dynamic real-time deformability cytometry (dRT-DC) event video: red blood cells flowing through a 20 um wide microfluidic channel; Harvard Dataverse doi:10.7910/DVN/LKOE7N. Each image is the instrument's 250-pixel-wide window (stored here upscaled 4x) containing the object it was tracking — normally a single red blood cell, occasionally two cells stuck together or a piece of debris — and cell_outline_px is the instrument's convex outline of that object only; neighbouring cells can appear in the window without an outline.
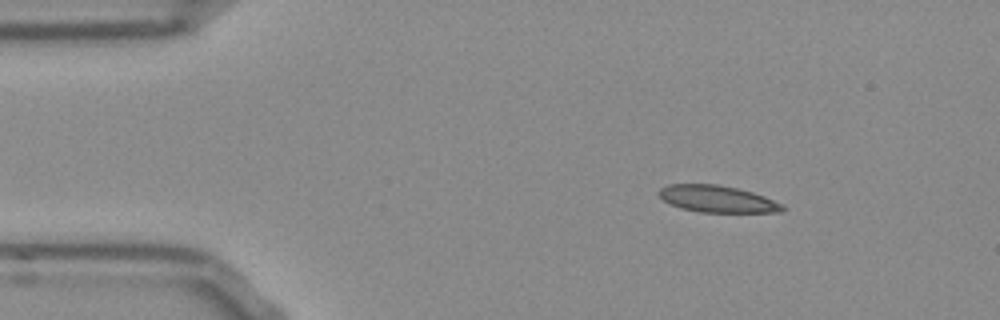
{"species": "Egyptian fruit bat (a non-hibernating species)", "species_latin": "Rousettus aegyptiacus", "temperature_condition": "room temperature", "stored_images_in_passage": 46, "camera_frame_rate_fps": 3000, "um_per_image_px": 0.085, "frame": {"image": 1, "passage_image": 1, "time_ms": 0.0, "image_size_px": [1000, 320], "cell_outline_px": [[788, 208], [784, 212], [700, 212], [684, 208], [672, 204], [664, 200], [656, 192], [660, 188], [668, 184], [716, 184], [736, 188], [752, 192], [764, 196], [784, 204]], "centroid_in_image_um": [61.02, 16.91], "position_along_channel_um": 24.0, "area_um2": 19.31}}
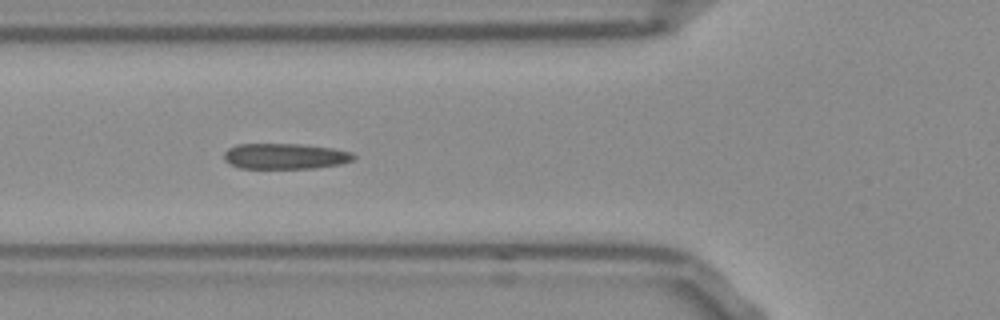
{"frame": {"image": 2, "passage_image": 12, "time_ms": 3.667, "image_size_px": [1000, 320], "cell_outline_px": [[356, 156], [352, 160], [340, 164], [316, 168], [240, 168], [224, 160], [224, 152], [228, 148], [236, 144], [300, 144], [332, 148], [352, 152]], "centroid_in_image_um": [24.23, 13.27], "position_along_channel_um": 101.6, "area_um2": 19.36}}
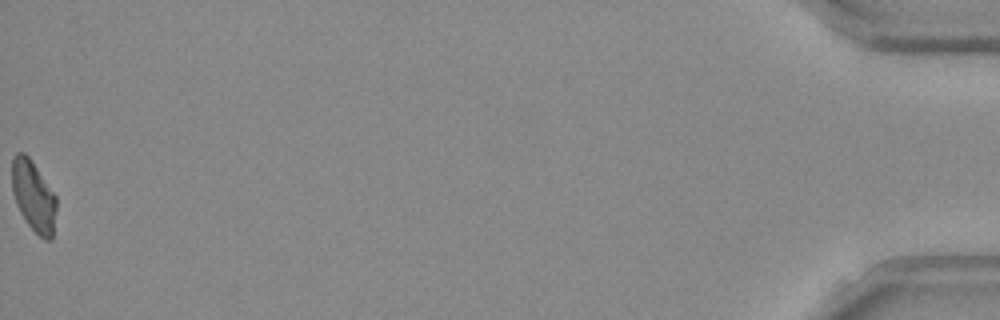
{"frame": {"image": 3, "passage_image": 46, "time_ms": 15.0, "image_size_px": [1000, 320], "cell_outline_px": [[56, 208], [52, 240], [44, 240], [28, 224], [20, 212], [16, 204], [12, 192], [12, 156], [16, 152], [24, 152], [28, 156], [56, 196]], "centroid_in_image_um": [2.83, 16.66], "position_along_channel_um": 432.4, "area_um2": 18.21}, "authors_computed_cell_mechanics": {"area_um2": 19.2763, "velocity_mm_per_s": 3.8579, "shape_relaxation_time_tau1_ms": null, "shape_relaxation_time_tau2_ms": 1.9172, "deformation_change_tau1": null, "deformation_change_tau2": 0.1002}}